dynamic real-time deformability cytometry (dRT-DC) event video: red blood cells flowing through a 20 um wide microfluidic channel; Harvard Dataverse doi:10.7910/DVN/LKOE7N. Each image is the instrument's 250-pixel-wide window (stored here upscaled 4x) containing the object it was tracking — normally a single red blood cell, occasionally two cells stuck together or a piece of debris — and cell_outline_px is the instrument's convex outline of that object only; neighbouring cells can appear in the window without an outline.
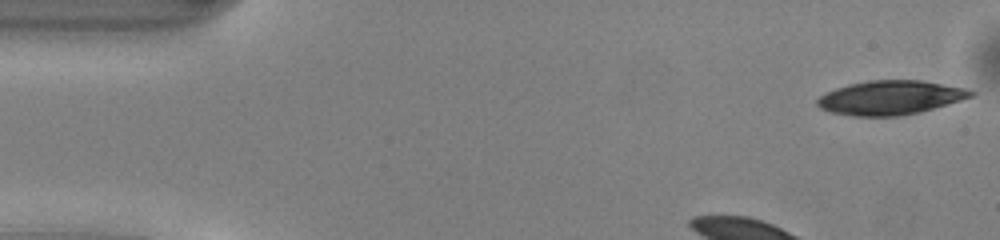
{"species": "common noctule bat (a hibernating species)", "species_latin": "Nyctalus noctula", "temperature_condition": "warm", "stored_images_in_passage": 45, "camera_frame_rate_fps": 3000, "um_per_image_px": 0.085, "animal": {"sex": "male", "body_mass_g": 13.0, "forearm_length_mm": 53.1}, "frame": {"image": 1, "passage_image": 1, "time_ms": 0.0, "image_size_px": [1000, 240], "cell_outline_px": [[968, 96], [928, 108], [912, 112], [840, 112], [824, 108], [820, 104], [820, 100], [824, 96], [832, 92], [856, 84], [884, 80], [908, 80], [936, 84], [956, 88], [968, 92]], "centroid_in_image_um": [75.69, 8.23], "position_along_channel_um": 9.3, "area_um2": 25.43}}
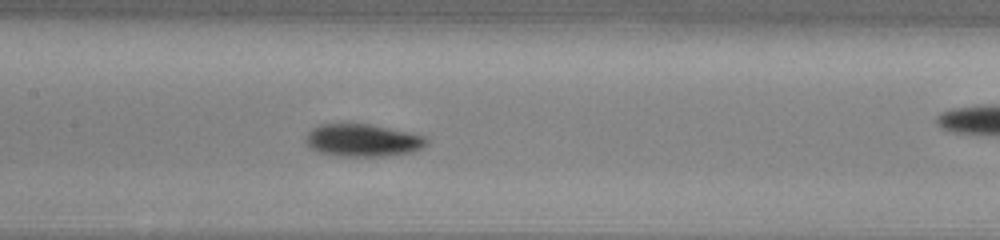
{"frame": {"image": 2, "passage_image": 18, "time_ms": 5.667, "image_size_px": [1000, 240], "cell_outline_px": [[420, 140], [416, 144], [408, 148], [376, 152], [356, 152], [328, 148], [316, 144], [312, 140], [312, 136], [316, 132], [324, 128], [372, 128], [412, 136]], "centroid_in_image_um": [30.83, 11.88], "position_along_channel_um": 176.6, "area_um2": 14.39}}
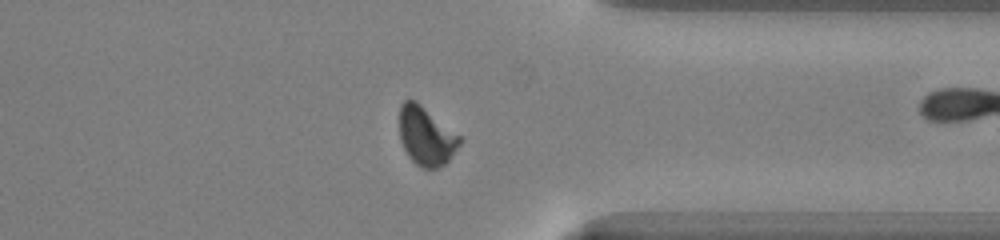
{"frame": {"image": 3, "passage_image": 33, "time_ms": 10.667, "image_size_px": [1000, 240], "cell_outline_px": [[460, 140], [448, 156], [444, 160], [436, 164], [420, 164], [408, 152], [404, 144], [400, 128], [400, 112], [404, 104], [408, 100], [412, 100], [456, 136]], "centroid_in_image_um": [36.14, 11.5], "position_along_channel_um": 375.3, "area_um2": 17.17}, "authors_computed_cell_mechanics": {"area_um2": 15.6638, "velocity_mm_per_s": 4.1026, "shape_relaxation_time_tau1_ms": 5.1762, "shape_relaxation_time_tau2_ms": null, "deformation_change_tau1": 0.1699, "deformation_change_tau2": null}}